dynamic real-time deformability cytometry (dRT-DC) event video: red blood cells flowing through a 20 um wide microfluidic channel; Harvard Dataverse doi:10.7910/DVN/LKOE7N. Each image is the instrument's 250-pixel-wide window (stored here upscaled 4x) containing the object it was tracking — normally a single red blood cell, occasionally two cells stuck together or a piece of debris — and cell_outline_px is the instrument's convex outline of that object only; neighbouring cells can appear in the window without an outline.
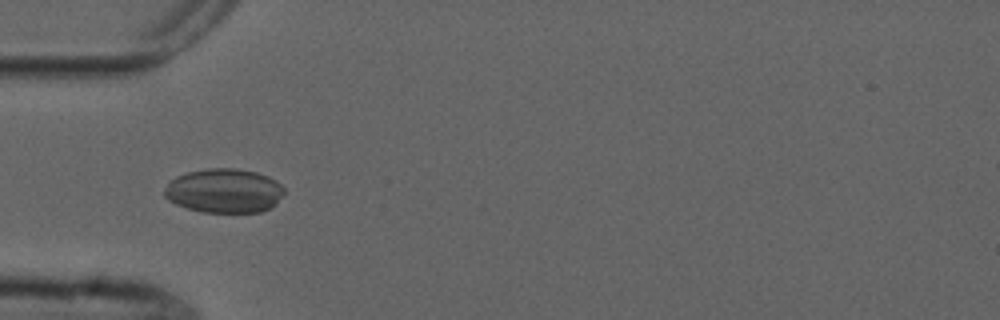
{"species": "common noctule bat (a hibernating species)", "species_latin": "Nyctalus noctula", "temperature_condition": "cold", "stored_images_in_passage": 42, "segment_of_instrument_passage": [1, 2], "camera_frame_rate_fps": 3000, "um_per_image_px": 0.085, "animal": {"sex": "male", "forearm_length_mm": 52.5}, "frame": {"image": 1, "passage_image": 17, "time_ms": 5.333, "image_size_px": [1000, 320], "cell_outline_px": [[272, 204], [264, 208], [252, 212], [216, 212], [196, 208], [184, 204], [176, 200], [196, 172], [248, 172], [260, 176], [272, 200]], "centroid_in_image_um": [19.22, 16.35], "position_along_channel_um": 65.8, "area_um2": 22.25}}
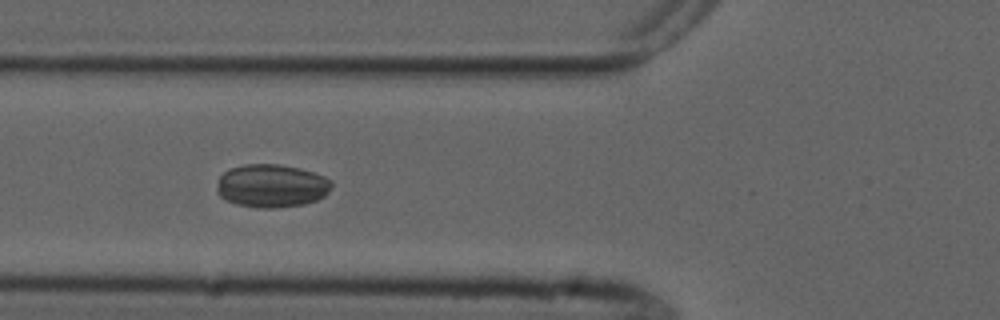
{"frame": {"image": 2, "passage_image": 20, "time_ms": 6.333, "image_size_px": [1000, 320], "cell_outline_px": [[328, 184], [324, 192], [320, 196], [312, 200], [292, 204], [248, 204], [232, 200], [224, 196], [220, 192], [220, 180], [228, 172], [236, 168], [292, 168], [316, 176]], "centroid_in_image_um": [23.04, 15.81], "position_along_channel_um": 102.8, "area_um2": 23.52}}